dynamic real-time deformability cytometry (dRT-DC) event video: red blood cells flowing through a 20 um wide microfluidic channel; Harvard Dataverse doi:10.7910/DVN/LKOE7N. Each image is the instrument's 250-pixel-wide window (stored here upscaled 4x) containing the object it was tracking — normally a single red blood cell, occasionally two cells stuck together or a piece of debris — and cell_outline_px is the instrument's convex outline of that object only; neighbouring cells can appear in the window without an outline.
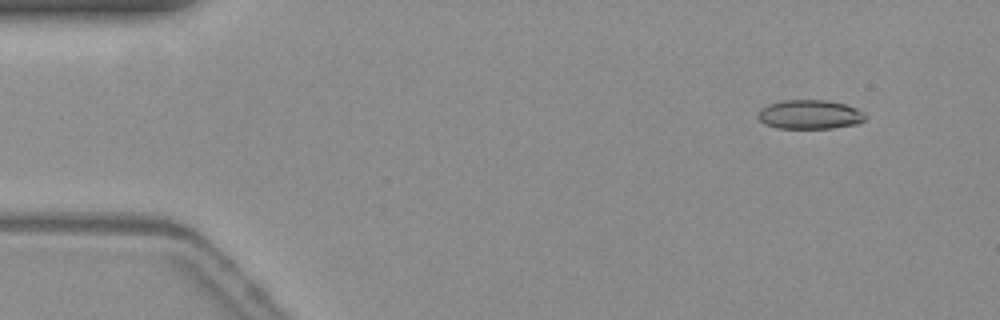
{"species": "common noctule bat (a hibernating species)", "species_latin": "Nyctalus noctula", "temperature_condition": "warm", "stored_images_in_passage": 51, "camera_frame_rate_fps": 3000, "um_per_image_px": 0.085, "animal": {"sex": "female", "body_mass_g": 19.3, "forearm_length_mm": 54.1}, "frame": {"image": 1, "passage_image": 1, "time_ms": 0.0, "image_size_px": [1000, 320], "cell_outline_px": [[864, 120], [856, 124], [832, 128], [780, 128], [764, 124], [756, 116], [760, 108], [768, 104], [780, 100], [828, 100], [844, 104], [856, 108], [864, 112]], "centroid_in_image_um": [68.79, 9.72], "position_along_channel_um": 16.2, "area_um2": 18.26}}
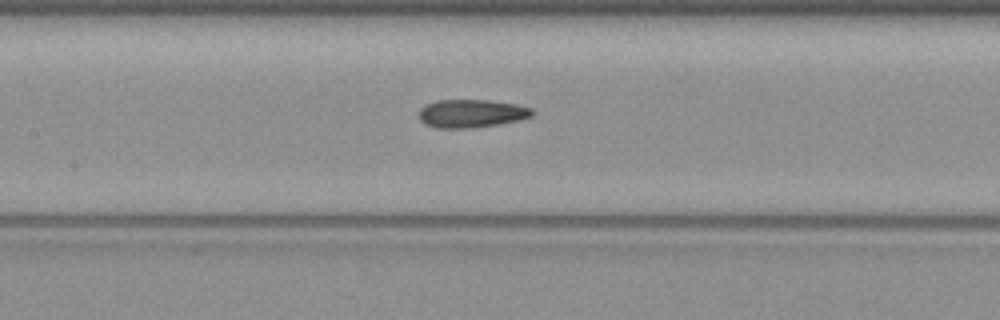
{"frame": {"image": 2, "passage_image": 21, "time_ms": 6.667, "image_size_px": [1000, 320], "cell_outline_px": [[536, 112], [532, 116], [520, 120], [472, 128], [436, 128], [424, 124], [420, 120], [420, 108], [436, 100], [488, 100], [516, 104], [532, 108]], "centroid_in_image_um": [40.09, 9.64], "position_along_channel_um": 167.3, "area_um2": 18.61}}
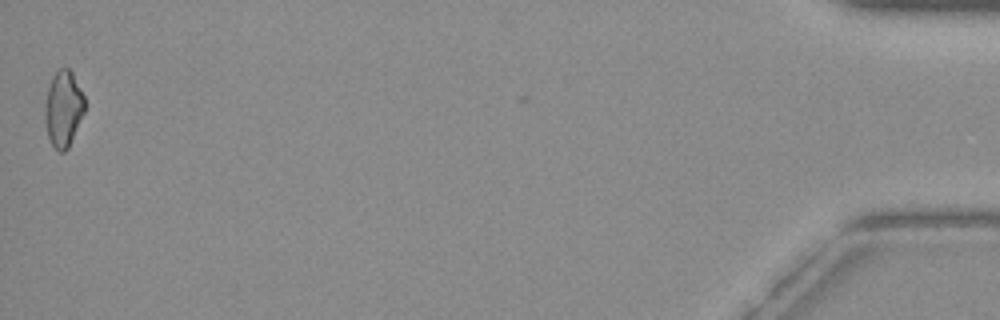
{"frame": {"image": 3, "passage_image": 50, "time_ms": 16.333, "image_size_px": [1000, 320], "cell_outline_px": [[84, 112], [68, 148], [64, 152], [60, 152], [52, 144], [48, 136], [44, 120], [44, 104], [48, 84], [52, 76], [60, 68], [68, 68], [72, 72], [84, 96]], "centroid_in_image_um": [5.36, 9.22], "position_along_channel_um": 429.8, "area_um2": 17.63}, "authors_computed_cell_mechanics": {"area_um2": 18.3804, "velocity_mm_per_s": 3.7876, "shape_relaxation_time_tau1_ms": null, "shape_relaxation_time_tau2_ms": 3.1695, "deformation_change_tau1": null, "deformation_change_tau2": 0.1015}}